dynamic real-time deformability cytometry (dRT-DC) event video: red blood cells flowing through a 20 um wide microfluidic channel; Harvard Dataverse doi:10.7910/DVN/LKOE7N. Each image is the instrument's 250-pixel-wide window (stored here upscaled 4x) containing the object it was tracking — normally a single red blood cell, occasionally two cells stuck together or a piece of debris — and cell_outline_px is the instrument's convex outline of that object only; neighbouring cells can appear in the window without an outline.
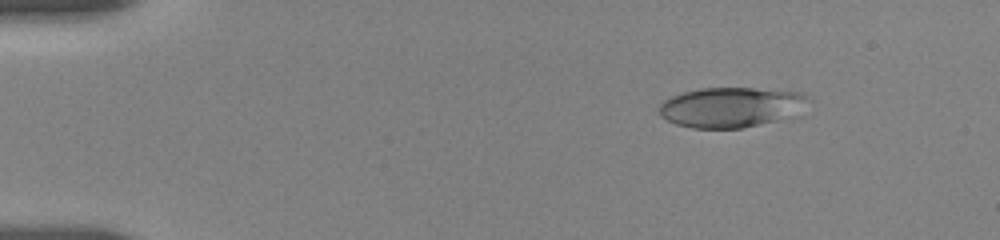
{"species": "human", "species_latin": "Homo sapiens", "temperature_condition": "room temperature", "stored_images_in_passage": 7, "camera_frame_rate_fps": 3000, "um_per_image_px": 0.085, "donor": {"sex": "female"}, "frame": {"image": 1, "passage_image": 3, "time_ms": 2.0, "image_size_px": [1000, 240], "cell_outline_px": [[812, 100], [776, 120], [744, 128], [692, 128], [676, 124], [660, 116], [660, 104], [664, 100], [672, 96], [684, 92], [700, 88], [752, 88], [800, 92], [808, 96]], "centroid_in_image_um": [62.05, 9.1], "position_along_channel_um": 23.0, "area_um2": 34.1}}
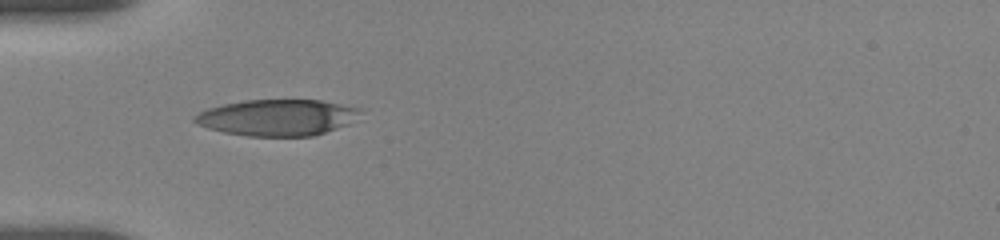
{"frame": {"image": 2, "passage_image": 6, "time_ms": 5.333, "image_size_px": [1000, 240], "cell_outline_px": [[360, 112], [348, 124], [312, 136], [248, 136], [224, 132], [208, 128], [196, 124], [192, 120], [200, 112], [208, 108], [224, 104], [244, 100], [320, 100], [360, 108]], "centroid_in_image_um": [23.53, 9.99], "position_along_channel_um": 61.5, "area_um2": 34.62}}
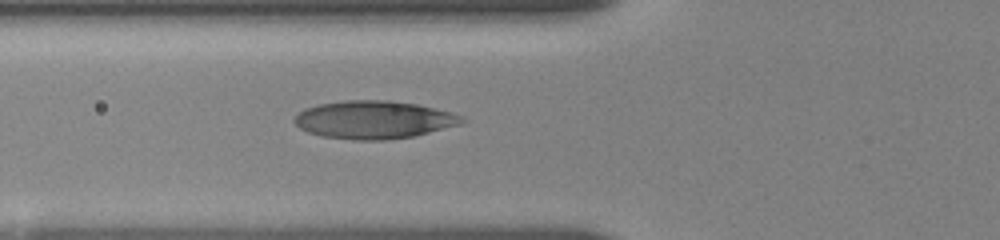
{"frame": {"image": 3, "passage_image": 7, "time_ms": 6.333, "image_size_px": [1000, 240], "cell_outline_px": [[464, 120], [460, 124], [412, 136], [384, 140], [356, 140], [320, 136], [308, 132], [300, 128], [292, 120], [304, 108], [320, 104], [344, 100], [392, 100], [416, 104], [448, 112], [460, 116]], "centroid_in_image_um": [31.7, 10.17], "position_along_channel_um": 94.1, "area_um2": 36.59}}